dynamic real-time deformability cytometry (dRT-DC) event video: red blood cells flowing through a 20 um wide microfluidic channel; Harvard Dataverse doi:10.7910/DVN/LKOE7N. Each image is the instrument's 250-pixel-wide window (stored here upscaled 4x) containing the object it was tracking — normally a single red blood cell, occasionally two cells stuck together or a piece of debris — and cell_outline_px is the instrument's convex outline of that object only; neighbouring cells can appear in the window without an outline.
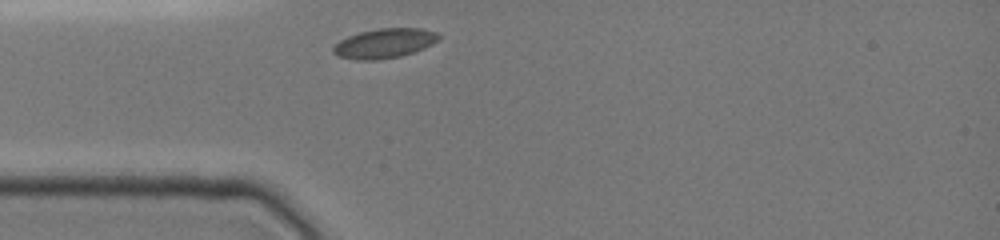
{"species": "common noctule bat (a hibernating species)", "species_latin": "Nyctalus noctula", "temperature_condition": "cold", "stored_images_in_passage": 26, "camera_frame_rate_fps": 3000, "um_per_image_px": 0.085, "animal": {"sex": "female", "body_mass_g": 19.0, "forearm_length_mm": 51.5}, "frame": {"image": 1, "passage_image": 1, "time_ms": 0.0, "image_size_px": [1000, 240], "cell_outline_px": [[440, 36], [432, 44], [424, 48], [400, 56], [380, 60], [356, 60], [340, 56], [332, 52], [332, 48], [340, 40], [348, 36], [360, 32], [376, 28], [420, 28], [436, 32]], "centroid_in_image_um": [32.66, 3.68], "position_along_channel_um": 52.3, "area_um2": 18.09}}
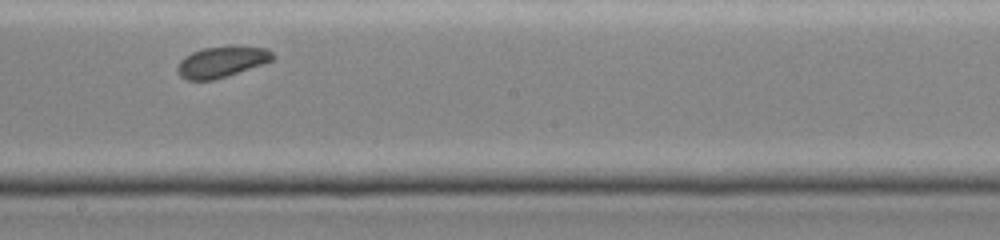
{"frame": {"image": 2, "passage_image": 14, "time_ms": 4.667, "image_size_px": [1000, 240], "cell_outline_px": [[276, 56], [272, 60], [264, 64], [228, 76], [212, 80], [188, 80], [180, 76], [176, 68], [180, 60], [184, 56], [192, 52], [204, 48], [228, 44], [240, 44], [268, 48]], "centroid_in_image_um": [18.9, 5.21], "position_along_channel_um": 229.3, "area_um2": 17.86}}
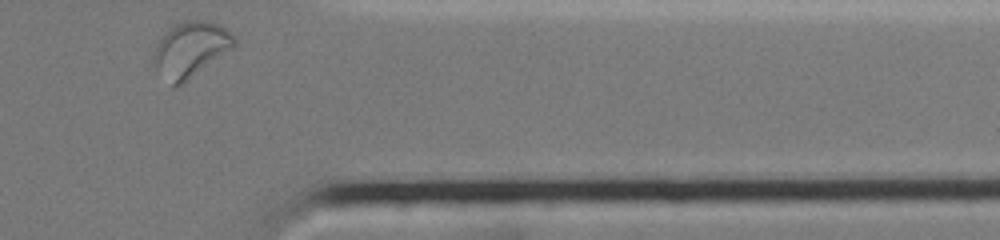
{"frame": {"image": 3, "passage_image": 26, "time_ms": 9.0, "image_size_px": [1000, 240], "cell_outline_px": [[236, 44], [232, 48], [176, 88], [172, 84], [152, 60], [152, 52], [160, 36], [168, 28], [184, 20], [204, 20], [220, 24], [236, 36]], "centroid_in_image_um": [16.21, 4.13], "position_along_channel_um": 395.2, "area_um2": 25.66}}